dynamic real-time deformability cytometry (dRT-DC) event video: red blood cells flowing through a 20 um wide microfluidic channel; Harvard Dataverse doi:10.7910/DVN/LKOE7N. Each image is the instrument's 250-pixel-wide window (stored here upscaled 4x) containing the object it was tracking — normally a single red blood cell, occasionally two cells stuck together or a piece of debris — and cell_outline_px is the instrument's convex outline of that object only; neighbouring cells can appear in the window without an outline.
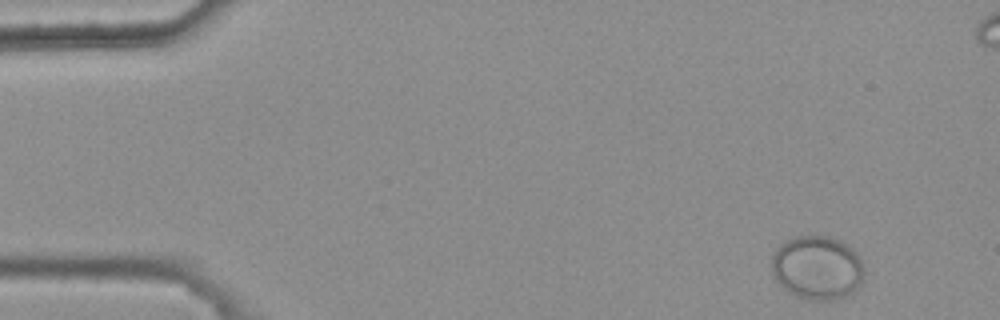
{"species": "common noctule bat (a hibernating species)", "species_latin": "Nyctalus noctula", "temperature_condition": "warm", "stored_images_in_passage": 4, "camera_frame_rate_fps": 3000, "um_per_image_px": 0.085, "animal": {"sex": "female", "body_mass_g": 25.1}, "frame": {"image": 1, "passage_image": 1, "time_ms": 0.0, "image_size_px": [1000, 320], "cell_outline_px": [[864, 272], [860, 284], [852, 292], [844, 296], [832, 300], [812, 300], [796, 296], [788, 292], [776, 280], [772, 272], [772, 256], [776, 248], [780, 244], [796, 236], [828, 236], [840, 240], [848, 244], [856, 252], [860, 260]], "centroid_in_image_um": [69.45, 22.74], "position_along_channel_um": 15.5, "area_um2": 34.33}}